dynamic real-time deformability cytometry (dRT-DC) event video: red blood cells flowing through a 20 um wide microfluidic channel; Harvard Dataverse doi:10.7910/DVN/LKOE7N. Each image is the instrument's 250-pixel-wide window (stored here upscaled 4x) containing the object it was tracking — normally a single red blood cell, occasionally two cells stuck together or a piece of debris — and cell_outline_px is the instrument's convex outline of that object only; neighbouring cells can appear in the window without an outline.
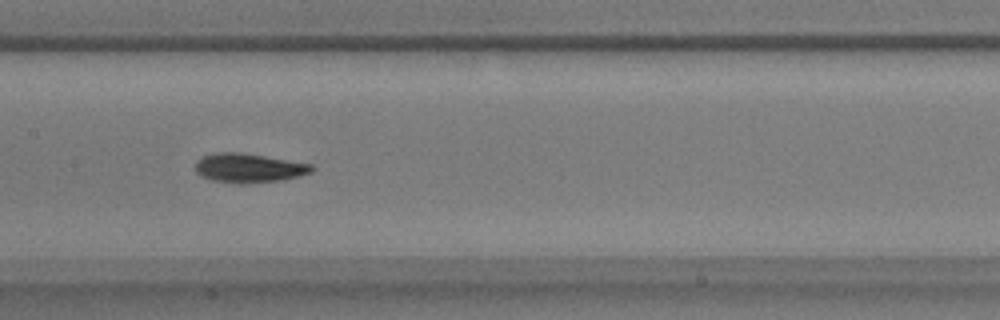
{"species": "common noctule bat (a hibernating species)", "species_latin": "Nyctalus noctula", "temperature_condition": "warm", "stored_images_in_passage": 56, "camera_frame_rate_fps": 3000, "um_per_image_px": 0.085, "animal": {"sex": "male", "body_mass_g": 17.9}, "frame": {"image": 1, "passage_image": 27, "time_ms": 8.667, "image_size_px": [1000, 320], "cell_outline_px": [[316, 168], [312, 172], [284, 180], [244, 184], [236, 184], [212, 180], [200, 176], [196, 172], [196, 160], [200, 156], [216, 152], [240, 152], [312, 164]], "centroid_in_image_um": [21.13, 14.28], "position_along_channel_um": 186.3, "area_um2": 20.06}}
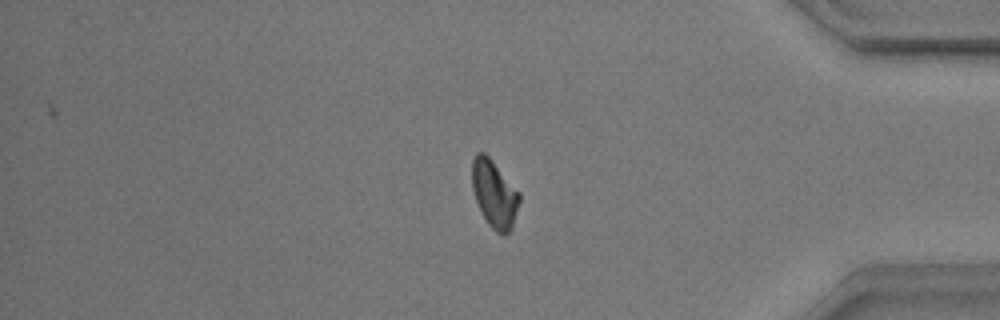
{"frame": {"image": 2, "passage_image": 47, "time_ms": 15.333, "image_size_px": [1000, 320], "cell_outline_px": [[520, 200], [512, 228], [504, 236], [496, 232], [488, 224], [476, 200], [472, 188], [472, 160], [476, 152], [484, 152], [492, 160], [520, 192]], "centroid_in_image_um": [42.03, 16.47], "position_along_channel_um": 393.2, "area_um2": 18.55}}
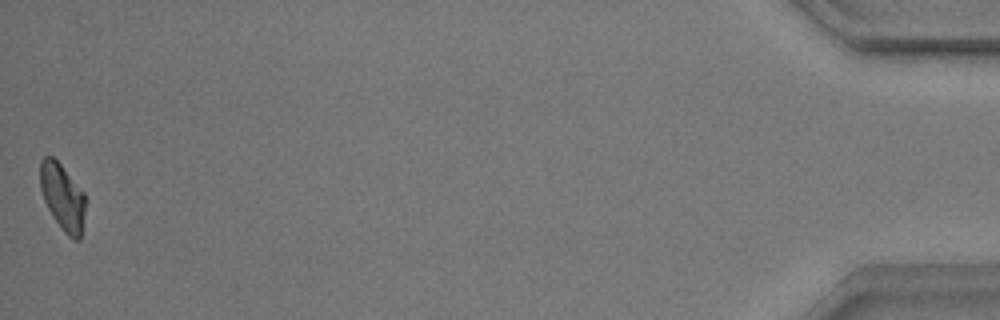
{"frame": {"image": 3, "passage_image": 56, "time_ms": 18.333, "image_size_px": [1000, 320], "cell_outline_px": [[88, 200], [80, 240], [72, 240], [64, 232], [52, 216], [44, 200], [40, 188], [40, 160], [44, 156], [52, 156], [60, 164], [84, 192]], "centroid_in_image_um": [5.35, 16.77], "position_along_channel_um": 429.8, "area_um2": 17.92}, "authors_computed_cell_mechanics": {"area_um2": 18.5827, "velocity_mm_per_s": 3.5176, "shape_relaxation_time_tau1_ms": 3.3453, "shape_relaxation_time_tau2_ms": 3.5334, "deformation_change_tau1": 0.118, "deformation_change_tau2": 0.0877}}